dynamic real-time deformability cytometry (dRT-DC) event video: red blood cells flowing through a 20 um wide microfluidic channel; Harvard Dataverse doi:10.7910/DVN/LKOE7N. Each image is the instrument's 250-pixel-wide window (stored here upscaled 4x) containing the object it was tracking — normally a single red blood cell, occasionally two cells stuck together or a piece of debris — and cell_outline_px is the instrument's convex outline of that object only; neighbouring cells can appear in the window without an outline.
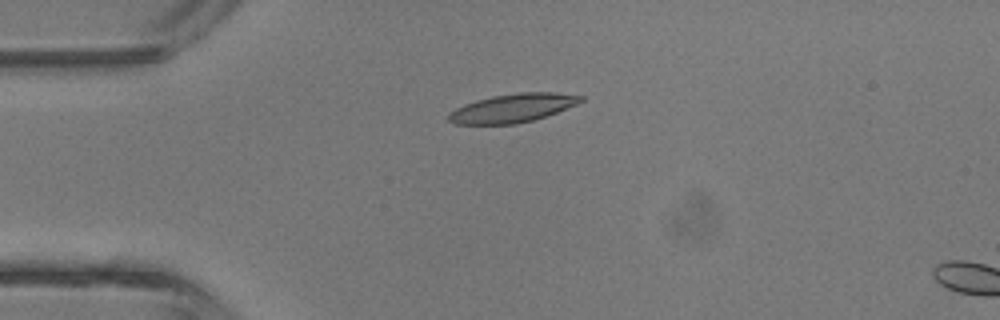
{"species": "common noctule bat (a hibernating species)", "species_latin": "Nyctalus noctula", "temperature_condition": "room temperature", "stored_images_in_passage": 4, "camera_frame_rate_fps": 3000, "um_per_image_px": 0.085, "animal": {"sex": "male", "body_mass_g": 13.3}, "frame": {"image": 1, "passage_image": 3, "time_ms": 2.333, "image_size_px": [1000, 320], "cell_outline_px": [[584, 100], [576, 104], [556, 112], [532, 120], [516, 124], [456, 124], [448, 120], [448, 112], [464, 104], [476, 100], [492, 96], [520, 92], [556, 92], [584, 96]], "centroid_in_image_um": [43.56, 9.18], "position_along_channel_um": 41.4, "area_um2": 21.91}}